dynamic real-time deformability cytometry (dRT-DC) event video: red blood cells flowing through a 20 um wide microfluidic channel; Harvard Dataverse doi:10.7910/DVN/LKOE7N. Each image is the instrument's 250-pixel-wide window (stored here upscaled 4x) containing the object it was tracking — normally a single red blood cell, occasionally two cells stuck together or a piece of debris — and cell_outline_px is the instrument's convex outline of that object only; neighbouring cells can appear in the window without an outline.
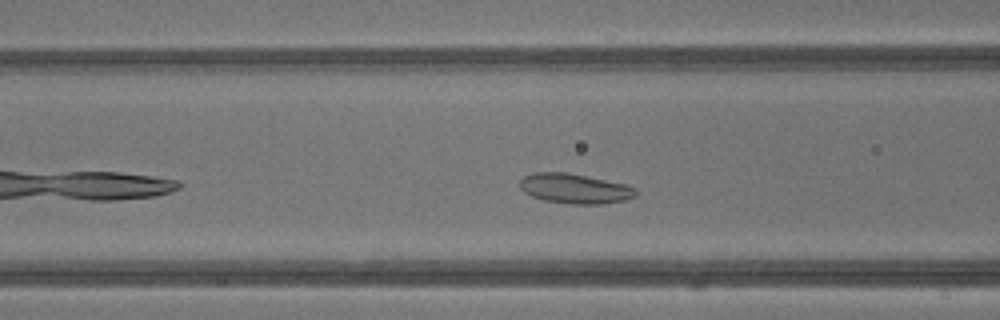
{"species": "common noctule bat (a hibernating species)", "species_latin": "Nyctalus noctula", "temperature_condition": "warm", "stored_images_in_passage": 32, "camera_frame_rate_fps": 3000, "um_per_image_px": 0.085, "animal": {"sex": "male", "body_mass_g": 13.3}, "frame": {"image": 1, "passage_image": 6, "time_ms": 1.667, "image_size_px": [1000, 320], "cell_outline_px": [[636, 196], [624, 200], [604, 204], [572, 204], [544, 200], [532, 196], [524, 192], [520, 188], [520, 180], [524, 176], [532, 172], [568, 172], [624, 184], [636, 188]], "centroid_in_image_um": [48.83, 16.02], "position_along_channel_um": 117.8, "area_um2": 20.17}}
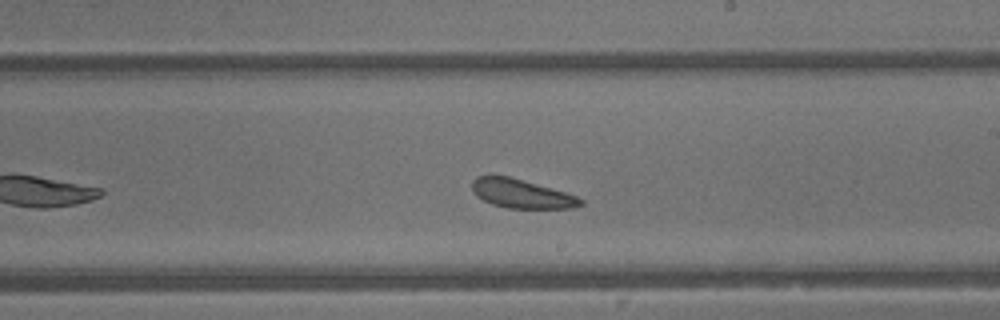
{"frame": {"image": 2, "passage_image": 14, "time_ms": 4.333, "image_size_px": [1000, 320], "cell_outline_px": [[584, 204], [572, 208], [504, 208], [492, 204], [476, 196], [472, 192], [472, 180], [476, 176], [508, 176], [564, 192], [576, 196], [584, 200]], "centroid_in_image_um": [44.29, 16.48], "position_along_channel_um": 244.7, "area_um2": 18.09}}
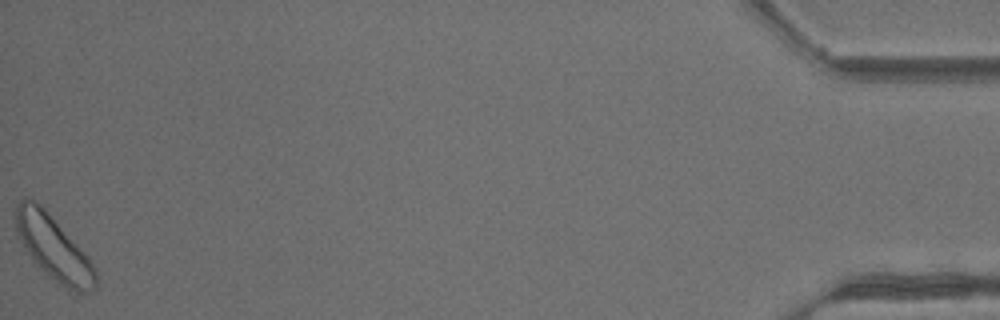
{"frame": {"image": 3, "passage_image": 32, "time_ms": 10.333, "image_size_px": [1000, 320], "cell_outline_px": [[96, 288], [84, 292], [76, 292], [56, 284], [36, 268], [20, 240], [16, 228], [16, 208], [20, 200], [32, 200], [40, 204], [48, 212], [88, 256], [96, 272]], "centroid_in_image_um": [4.55, 21.14], "position_along_channel_um": 430.7, "area_um2": 29.82}, "authors_computed_cell_mechanics": {"area_um2": 20.0277, "velocity_mm_per_s": 4.7782, "shape_relaxation_time_tau1_ms": null, "shape_relaxation_time_tau2_ms": 5.3529, "deformation_change_tau1": null, "deformation_change_tau2": 0.1309}}